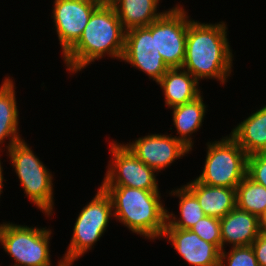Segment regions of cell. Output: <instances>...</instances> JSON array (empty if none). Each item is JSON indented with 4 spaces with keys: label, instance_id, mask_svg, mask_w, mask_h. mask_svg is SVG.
<instances>
[{
    "label": "cell",
    "instance_id": "1",
    "mask_svg": "<svg viewBox=\"0 0 266 266\" xmlns=\"http://www.w3.org/2000/svg\"><path fill=\"white\" fill-rule=\"evenodd\" d=\"M225 23L208 24L193 19L188 24L182 68L198 82L201 79H217L223 85L231 77L234 55Z\"/></svg>",
    "mask_w": 266,
    "mask_h": 266
},
{
    "label": "cell",
    "instance_id": "2",
    "mask_svg": "<svg viewBox=\"0 0 266 266\" xmlns=\"http://www.w3.org/2000/svg\"><path fill=\"white\" fill-rule=\"evenodd\" d=\"M125 32L113 6L98 7L79 40L62 56L66 70L73 75L106 55L121 60Z\"/></svg>",
    "mask_w": 266,
    "mask_h": 266
},
{
    "label": "cell",
    "instance_id": "3",
    "mask_svg": "<svg viewBox=\"0 0 266 266\" xmlns=\"http://www.w3.org/2000/svg\"><path fill=\"white\" fill-rule=\"evenodd\" d=\"M112 201L116 221L132 233L145 239L162 238L166 226L167 208L160 191H148L126 186H101Z\"/></svg>",
    "mask_w": 266,
    "mask_h": 266
},
{
    "label": "cell",
    "instance_id": "4",
    "mask_svg": "<svg viewBox=\"0 0 266 266\" xmlns=\"http://www.w3.org/2000/svg\"><path fill=\"white\" fill-rule=\"evenodd\" d=\"M7 151L11 166L20 181L26 197L40 211L50 217L54 212L53 176L24 139L14 143Z\"/></svg>",
    "mask_w": 266,
    "mask_h": 266
},
{
    "label": "cell",
    "instance_id": "5",
    "mask_svg": "<svg viewBox=\"0 0 266 266\" xmlns=\"http://www.w3.org/2000/svg\"><path fill=\"white\" fill-rule=\"evenodd\" d=\"M206 147L204 167L196 179L205 185L237 188L247 175L246 152L230 135L207 142Z\"/></svg>",
    "mask_w": 266,
    "mask_h": 266
},
{
    "label": "cell",
    "instance_id": "6",
    "mask_svg": "<svg viewBox=\"0 0 266 266\" xmlns=\"http://www.w3.org/2000/svg\"><path fill=\"white\" fill-rule=\"evenodd\" d=\"M51 231L47 227L3 222L0 224V244L15 261L12 266H52L49 249Z\"/></svg>",
    "mask_w": 266,
    "mask_h": 266
},
{
    "label": "cell",
    "instance_id": "7",
    "mask_svg": "<svg viewBox=\"0 0 266 266\" xmlns=\"http://www.w3.org/2000/svg\"><path fill=\"white\" fill-rule=\"evenodd\" d=\"M90 202L79 212L73 227L70 244L64 258L80 259L94 248L97 241L106 232L111 217H114L112 201L100 186Z\"/></svg>",
    "mask_w": 266,
    "mask_h": 266
},
{
    "label": "cell",
    "instance_id": "8",
    "mask_svg": "<svg viewBox=\"0 0 266 266\" xmlns=\"http://www.w3.org/2000/svg\"><path fill=\"white\" fill-rule=\"evenodd\" d=\"M177 4L146 26L155 35V45L168 68H182L188 24L192 20Z\"/></svg>",
    "mask_w": 266,
    "mask_h": 266
},
{
    "label": "cell",
    "instance_id": "9",
    "mask_svg": "<svg viewBox=\"0 0 266 266\" xmlns=\"http://www.w3.org/2000/svg\"><path fill=\"white\" fill-rule=\"evenodd\" d=\"M110 163L100 186H126L159 191L157 172L140 161L131 150L117 141L109 143ZM156 173V174H155Z\"/></svg>",
    "mask_w": 266,
    "mask_h": 266
},
{
    "label": "cell",
    "instance_id": "10",
    "mask_svg": "<svg viewBox=\"0 0 266 266\" xmlns=\"http://www.w3.org/2000/svg\"><path fill=\"white\" fill-rule=\"evenodd\" d=\"M121 61L146 73L156 83L168 71L155 45V35L147 27H137L125 32Z\"/></svg>",
    "mask_w": 266,
    "mask_h": 266
},
{
    "label": "cell",
    "instance_id": "11",
    "mask_svg": "<svg viewBox=\"0 0 266 266\" xmlns=\"http://www.w3.org/2000/svg\"><path fill=\"white\" fill-rule=\"evenodd\" d=\"M169 135L149 134L125 145L140 161L159 173L191 152L176 136Z\"/></svg>",
    "mask_w": 266,
    "mask_h": 266
},
{
    "label": "cell",
    "instance_id": "12",
    "mask_svg": "<svg viewBox=\"0 0 266 266\" xmlns=\"http://www.w3.org/2000/svg\"><path fill=\"white\" fill-rule=\"evenodd\" d=\"M98 7L83 0H54L53 22L62 55L80 38L92 13Z\"/></svg>",
    "mask_w": 266,
    "mask_h": 266
},
{
    "label": "cell",
    "instance_id": "13",
    "mask_svg": "<svg viewBox=\"0 0 266 266\" xmlns=\"http://www.w3.org/2000/svg\"><path fill=\"white\" fill-rule=\"evenodd\" d=\"M187 263L192 266H219L221 251L191 230L165 228L162 235Z\"/></svg>",
    "mask_w": 266,
    "mask_h": 266
},
{
    "label": "cell",
    "instance_id": "14",
    "mask_svg": "<svg viewBox=\"0 0 266 266\" xmlns=\"http://www.w3.org/2000/svg\"><path fill=\"white\" fill-rule=\"evenodd\" d=\"M222 250L231 247L251 246L260 233V218L237 207L220 219Z\"/></svg>",
    "mask_w": 266,
    "mask_h": 266
},
{
    "label": "cell",
    "instance_id": "15",
    "mask_svg": "<svg viewBox=\"0 0 266 266\" xmlns=\"http://www.w3.org/2000/svg\"><path fill=\"white\" fill-rule=\"evenodd\" d=\"M185 186L196 196L207 216L221 219L236 207V188L205 185L196 178Z\"/></svg>",
    "mask_w": 266,
    "mask_h": 266
},
{
    "label": "cell",
    "instance_id": "16",
    "mask_svg": "<svg viewBox=\"0 0 266 266\" xmlns=\"http://www.w3.org/2000/svg\"><path fill=\"white\" fill-rule=\"evenodd\" d=\"M199 83L183 68H169L157 82L163 91L167 108L188 103L199 97L202 94Z\"/></svg>",
    "mask_w": 266,
    "mask_h": 266
},
{
    "label": "cell",
    "instance_id": "17",
    "mask_svg": "<svg viewBox=\"0 0 266 266\" xmlns=\"http://www.w3.org/2000/svg\"><path fill=\"white\" fill-rule=\"evenodd\" d=\"M12 78L13 77L6 76L0 86V153L2 151L1 147H3V143L6 142V140H9L7 143L8 146H4L7 150L14 143L22 140L18 128L19 111L15 91L16 86Z\"/></svg>",
    "mask_w": 266,
    "mask_h": 266
},
{
    "label": "cell",
    "instance_id": "18",
    "mask_svg": "<svg viewBox=\"0 0 266 266\" xmlns=\"http://www.w3.org/2000/svg\"><path fill=\"white\" fill-rule=\"evenodd\" d=\"M229 135L248 156L266 153V105L237 124Z\"/></svg>",
    "mask_w": 266,
    "mask_h": 266
},
{
    "label": "cell",
    "instance_id": "19",
    "mask_svg": "<svg viewBox=\"0 0 266 266\" xmlns=\"http://www.w3.org/2000/svg\"><path fill=\"white\" fill-rule=\"evenodd\" d=\"M203 98L200 95L193 101L170 108L172 110L173 125L178 135L176 138L191 151L194 144L192 134L202 127L203 119L208 110Z\"/></svg>",
    "mask_w": 266,
    "mask_h": 266
},
{
    "label": "cell",
    "instance_id": "20",
    "mask_svg": "<svg viewBox=\"0 0 266 266\" xmlns=\"http://www.w3.org/2000/svg\"><path fill=\"white\" fill-rule=\"evenodd\" d=\"M161 0H117L112 6L125 31L146 27L165 11H157Z\"/></svg>",
    "mask_w": 266,
    "mask_h": 266
},
{
    "label": "cell",
    "instance_id": "21",
    "mask_svg": "<svg viewBox=\"0 0 266 266\" xmlns=\"http://www.w3.org/2000/svg\"><path fill=\"white\" fill-rule=\"evenodd\" d=\"M169 194L179 198L180 218L178 216L176 218V215L167 209L165 228L190 230L195 223L205 216L196 196L185 185L171 190Z\"/></svg>",
    "mask_w": 266,
    "mask_h": 266
},
{
    "label": "cell",
    "instance_id": "22",
    "mask_svg": "<svg viewBox=\"0 0 266 266\" xmlns=\"http://www.w3.org/2000/svg\"><path fill=\"white\" fill-rule=\"evenodd\" d=\"M236 207L260 218L266 212V188L246 175L236 188Z\"/></svg>",
    "mask_w": 266,
    "mask_h": 266
},
{
    "label": "cell",
    "instance_id": "23",
    "mask_svg": "<svg viewBox=\"0 0 266 266\" xmlns=\"http://www.w3.org/2000/svg\"><path fill=\"white\" fill-rule=\"evenodd\" d=\"M219 266H259L251 246L231 247L221 250Z\"/></svg>",
    "mask_w": 266,
    "mask_h": 266
},
{
    "label": "cell",
    "instance_id": "24",
    "mask_svg": "<svg viewBox=\"0 0 266 266\" xmlns=\"http://www.w3.org/2000/svg\"><path fill=\"white\" fill-rule=\"evenodd\" d=\"M204 241L222 250L220 219L205 215L190 229Z\"/></svg>",
    "mask_w": 266,
    "mask_h": 266
},
{
    "label": "cell",
    "instance_id": "25",
    "mask_svg": "<svg viewBox=\"0 0 266 266\" xmlns=\"http://www.w3.org/2000/svg\"><path fill=\"white\" fill-rule=\"evenodd\" d=\"M247 176L266 188V153H255L248 156Z\"/></svg>",
    "mask_w": 266,
    "mask_h": 266
},
{
    "label": "cell",
    "instance_id": "26",
    "mask_svg": "<svg viewBox=\"0 0 266 266\" xmlns=\"http://www.w3.org/2000/svg\"><path fill=\"white\" fill-rule=\"evenodd\" d=\"M259 266H266V235L260 234L251 244Z\"/></svg>",
    "mask_w": 266,
    "mask_h": 266
},
{
    "label": "cell",
    "instance_id": "27",
    "mask_svg": "<svg viewBox=\"0 0 266 266\" xmlns=\"http://www.w3.org/2000/svg\"><path fill=\"white\" fill-rule=\"evenodd\" d=\"M77 261V259H69L62 257L57 263L56 266H73L74 262Z\"/></svg>",
    "mask_w": 266,
    "mask_h": 266
},
{
    "label": "cell",
    "instance_id": "28",
    "mask_svg": "<svg viewBox=\"0 0 266 266\" xmlns=\"http://www.w3.org/2000/svg\"><path fill=\"white\" fill-rule=\"evenodd\" d=\"M260 233L266 235V212L260 217Z\"/></svg>",
    "mask_w": 266,
    "mask_h": 266
},
{
    "label": "cell",
    "instance_id": "29",
    "mask_svg": "<svg viewBox=\"0 0 266 266\" xmlns=\"http://www.w3.org/2000/svg\"><path fill=\"white\" fill-rule=\"evenodd\" d=\"M2 163H1V159H0V196H1V193H3L2 191V189H3V187H4V180L6 181V179H4V176H3V167H2V165H1ZM1 198V197H0Z\"/></svg>",
    "mask_w": 266,
    "mask_h": 266
},
{
    "label": "cell",
    "instance_id": "30",
    "mask_svg": "<svg viewBox=\"0 0 266 266\" xmlns=\"http://www.w3.org/2000/svg\"><path fill=\"white\" fill-rule=\"evenodd\" d=\"M83 1L90 2L96 5L97 7L106 6V0H83Z\"/></svg>",
    "mask_w": 266,
    "mask_h": 266
},
{
    "label": "cell",
    "instance_id": "31",
    "mask_svg": "<svg viewBox=\"0 0 266 266\" xmlns=\"http://www.w3.org/2000/svg\"><path fill=\"white\" fill-rule=\"evenodd\" d=\"M117 0H106V6H112Z\"/></svg>",
    "mask_w": 266,
    "mask_h": 266
}]
</instances>
